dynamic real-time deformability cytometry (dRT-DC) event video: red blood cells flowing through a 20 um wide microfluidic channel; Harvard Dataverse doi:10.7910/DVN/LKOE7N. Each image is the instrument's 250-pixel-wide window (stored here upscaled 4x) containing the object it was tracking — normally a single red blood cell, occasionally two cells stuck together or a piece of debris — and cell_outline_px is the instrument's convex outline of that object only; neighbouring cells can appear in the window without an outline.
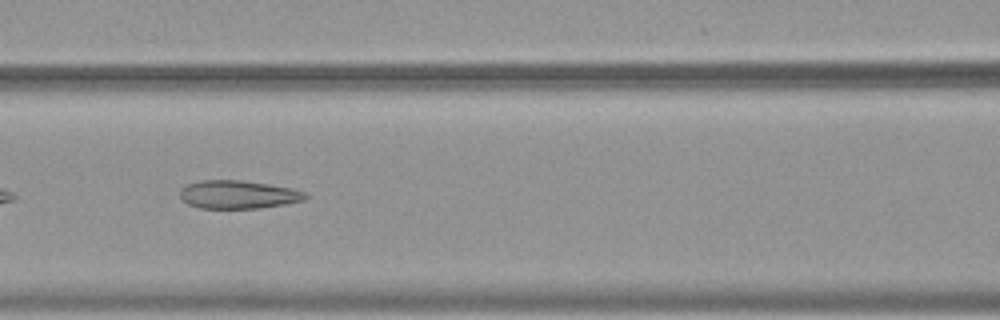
{"species": "common noctule bat (a hibernating species)", "species_latin": "Nyctalus noctula", "temperature_condition": "warm", "stored_images_in_passage": 38, "camera_frame_rate_fps": 3000, "um_per_image_px": 0.085, "animal": {"sex": "female", "body_mass_g": 19.9}, "frame": {"image": 1, "passage_image": 8, "time_ms": 2.333, "image_size_px": [1000, 320], "cell_outline_px": [[308, 196], [304, 200], [284, 204], [260, 208], [200, 208], [188, 204], [180, 196], [180, 188], [188, 184], [200, 180], [240, 180], [268, 184], [292, 188], [304, 192]], "centroid_in_image_um": [20.23, 16.53], "position_along_channel_um": 146.4, "area_um2": 20.52}}
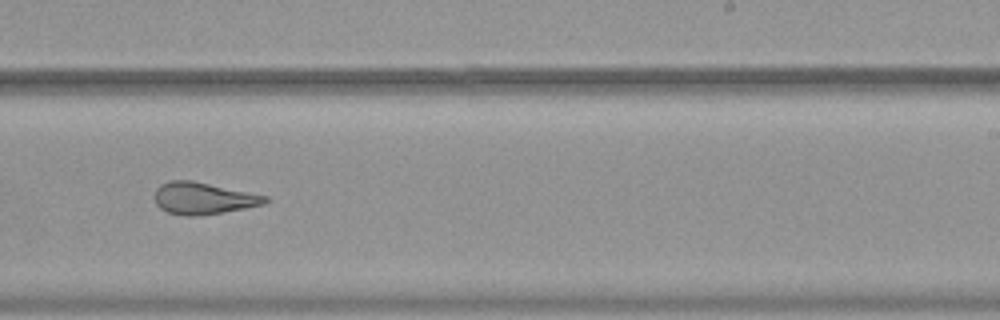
{"frame": {"image": 2, "passage_image": 18, "time_ms": 5.667, "image_size_px": [1000, 320], "cell_outline_px": [[272, 200], [264, 204], [224, 212], [196, 216], [184, 216], [168, 212], [160, 208], [156, 204], [152, 196], [156, 188], [160, 184], [168, 180], [192, 180], [268, 196]], "centroid_in_image_um": [17.25, 16.85], "position_along_channel_um": 271.8, "area_um2": 20.81}}
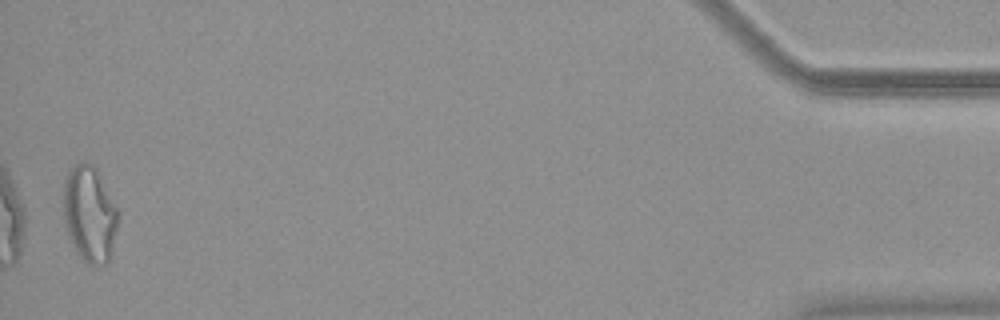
{"frame": {"image": 3, "passage_image": 37, "time_ms": 12.0, "image_size_px": [1000, 320], "cell_outline_px": [[120, 212], [112, 252], [108, 264], [92, 268], [76, 252], [72, 244], [64, 224], [64, 180], [68, 172], [80, 160], [84, 160], [92, 164], [96, 168]], "centroid_in_image_um": [7.64, 18.22], "position_along_channel_um": 427.6, "area_um2": 31.15}, "authors_computed_cell_mechanics": {"area_um2": 21.675, "velocity_mm_per_s": 3.7802, "shape_relaxation_time_tau1_ms": null, "shape_relaxation_time_tau2_ms": 1.8164, "deformation_change_tau1": null, "deformation_change_tau2": 0.1186}}